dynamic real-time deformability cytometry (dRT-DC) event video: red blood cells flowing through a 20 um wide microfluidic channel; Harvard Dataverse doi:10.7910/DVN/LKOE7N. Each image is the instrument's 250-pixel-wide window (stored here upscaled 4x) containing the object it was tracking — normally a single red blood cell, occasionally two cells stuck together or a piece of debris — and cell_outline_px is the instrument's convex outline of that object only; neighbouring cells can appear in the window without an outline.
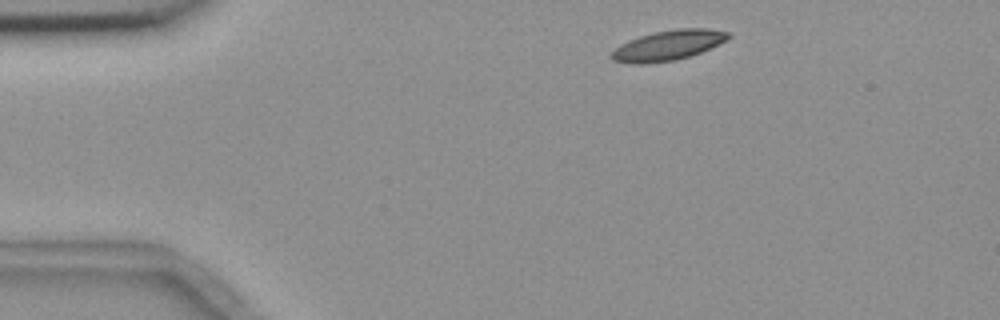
{"species": "common noctule bat (a hibernating species)", "species_latin": "Nyctalus noctula", "temperature_condition": "room temperature", "stored_images_in_passage": 3, "camera_frame_rate_fps": 3000, "um_per_image_px": 0.085, "animal": {"sex": "female", "body_mass_g": 18.4}, "frame": {"image": 1, "passage_image": 1, "time_ms": 0.0, "image_size_px": [1000, 320], "cell_outline_px": [[732, 36], [728, 40], [700, 52], [676, 60], [644, 64], [632, 64], [612, 60], [608, 56], [620, 44], [628, 40], [652, 32], [680, 28], [708, 28], [728, 32]], "centroid_in_image_um": [56.77, 3.85], "position_along_channel_um": 28.2, "area_um2": 20.58}}